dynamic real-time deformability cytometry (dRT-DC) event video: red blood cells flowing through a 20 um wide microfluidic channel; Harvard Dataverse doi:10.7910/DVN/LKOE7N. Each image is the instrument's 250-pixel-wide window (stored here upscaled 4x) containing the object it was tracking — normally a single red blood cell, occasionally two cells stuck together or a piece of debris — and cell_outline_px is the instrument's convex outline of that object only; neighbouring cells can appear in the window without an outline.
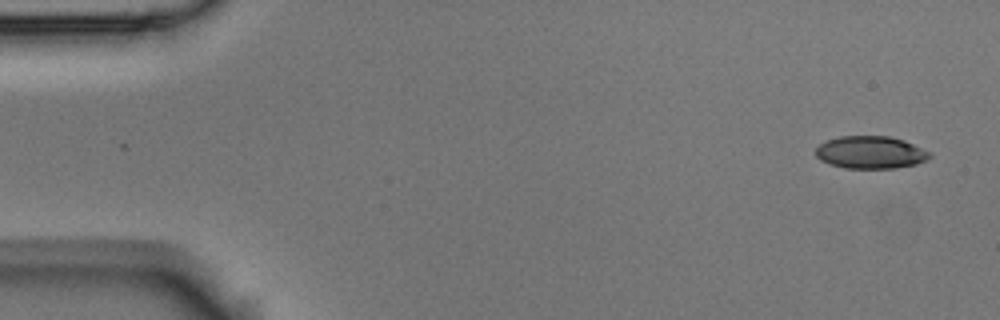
{"species": "Egyptian fruit bat (a non-hibernating species)", "species_latin": "Rousettus aegyptiacus", "temperature_condition": "room temperature", "stored_images_in_passage": 5, "camera_frame_rate_fps": 3000, "um_per_image_px": 0.085, "animal": {"sex": "male"}, "frame": {"image": 1, "passage_image": 1, "time_ms": 0.0, "image_size_px": [1000, 320], "cell_outline_px": [[932, 156], [928, 160], [916, 164], [892, 168], [844, 168], [828, 164], [820, 160], [816, 156], [816, 148], [820, 144], [828, 140], [840, 136], [888, 136], [904, 140], [928, 152]], "centroid_in_image_um": [73.97, 12.96], "position_along_channel_um": 11.0, "area_um2": 21.5}}
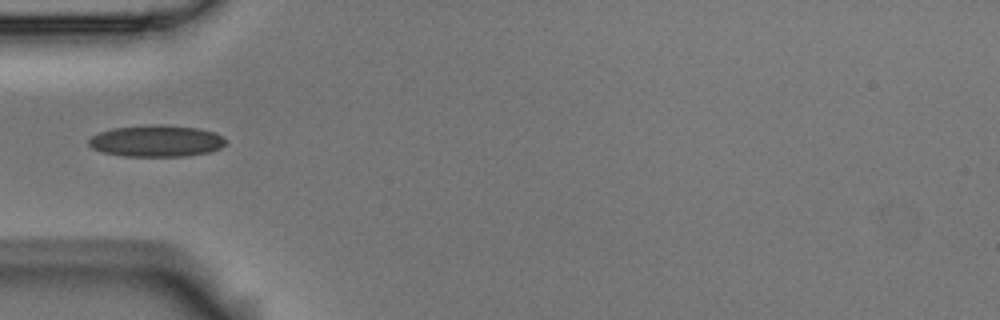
{"frame": {"image": 2, "passage_image": 5, "time_ms": 1.333, "image_size_px": [1000, 320], "cell_outline_px": [[228, 140], [220, 148], [208, 152], [184, 156], [124, 156], [104, 152], [92, 148], [88, 144], [88, 140], [92, 136], [100, 132], [112, 128], [152, 124], [200, 128], [216, 132]], "centroid_in_image_um": [13.31, 11.97], "position_along_channel_um": 71.7, "area_um2": 25.2}}